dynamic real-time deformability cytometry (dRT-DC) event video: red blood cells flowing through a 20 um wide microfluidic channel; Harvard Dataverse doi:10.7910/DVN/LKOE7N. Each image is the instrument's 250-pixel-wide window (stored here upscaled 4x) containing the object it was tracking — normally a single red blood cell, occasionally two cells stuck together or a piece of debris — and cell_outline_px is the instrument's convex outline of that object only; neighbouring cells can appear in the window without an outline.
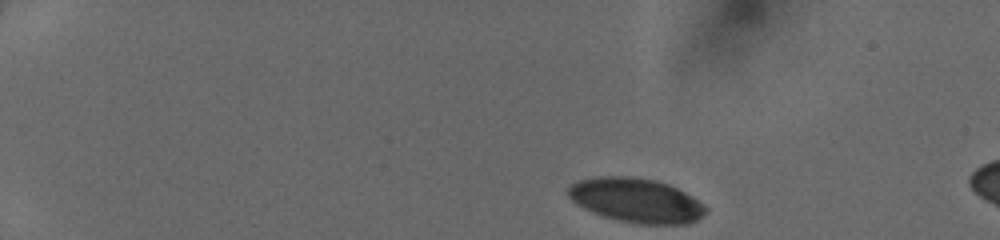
{"species": "human", "species_latin": "Homo sapiens", "temperature_condition": "cold", "stored_images_in_passage": 7, "camera_frame_rate_fps": 3000, "um_per_image_px": 0.085, "donor": {"sex": "female"}, "frame": {"image": 1, "passage_image": 1, "time_ms": 0.0, "image_size_px": [1000, 240], "cell_outline_px": [[708, 208], [696, 220], [688, 224], [640, 224], [620, 220], [604, 216], [584, 208], [572, 200], [568, 196], [568, 188], [572, 184], [580, 180], [596, 176], [628, 176], [656, 180], [668, 184], [684, 192], [704, 204]], "centroid_in_image_um": [54.08, 17.02], "position_along_channel_um": 30.9, "area_um2": 35.14}}